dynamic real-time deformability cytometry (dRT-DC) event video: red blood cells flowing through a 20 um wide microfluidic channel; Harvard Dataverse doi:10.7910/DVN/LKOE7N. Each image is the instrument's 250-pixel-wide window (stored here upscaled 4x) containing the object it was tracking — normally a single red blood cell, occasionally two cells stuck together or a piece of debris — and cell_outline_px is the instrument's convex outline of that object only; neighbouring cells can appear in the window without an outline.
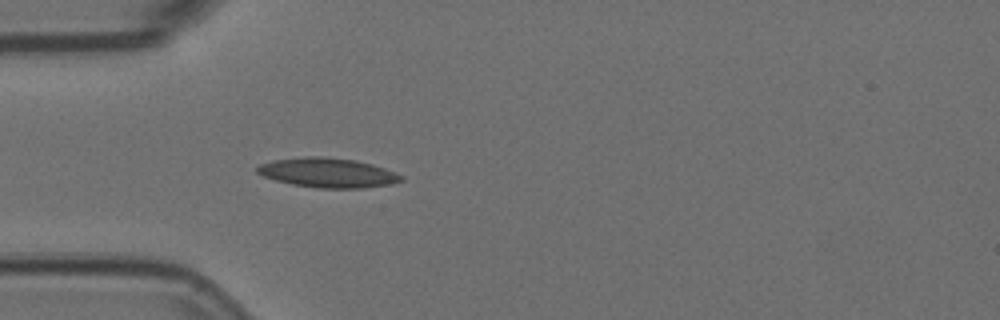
{"species": "Egyptian fruit bat (a non-hibernating species)", "species_latin": "Rousettus aegyptiacus", "temperature_condition": "room temperature", "stored_images_in_passage": 5, "camera_frame_rate_fps": 3000, "um_per_image_px": 0.085, "animal": {"sex": "female"}, "frame": {"image": 1, "passage_image": 5, "time_ms": 1.333, "image_size_px": [1000, 320], "cell_outline_px": [[404, 180], [392, 184], [364, 188], [316, 188], [292, 184], [276, 180], [264, 176], [256, 172], [256, 168], [260, 164], [272, 160], [304, 156], [324, 156], [356, 160], [372, 164], [396, 172], [404, 176]], "centroid_in_image_um": [27.89, 14.68], "position_along_channel_um": 57.1, "area_um2": 25.03}}